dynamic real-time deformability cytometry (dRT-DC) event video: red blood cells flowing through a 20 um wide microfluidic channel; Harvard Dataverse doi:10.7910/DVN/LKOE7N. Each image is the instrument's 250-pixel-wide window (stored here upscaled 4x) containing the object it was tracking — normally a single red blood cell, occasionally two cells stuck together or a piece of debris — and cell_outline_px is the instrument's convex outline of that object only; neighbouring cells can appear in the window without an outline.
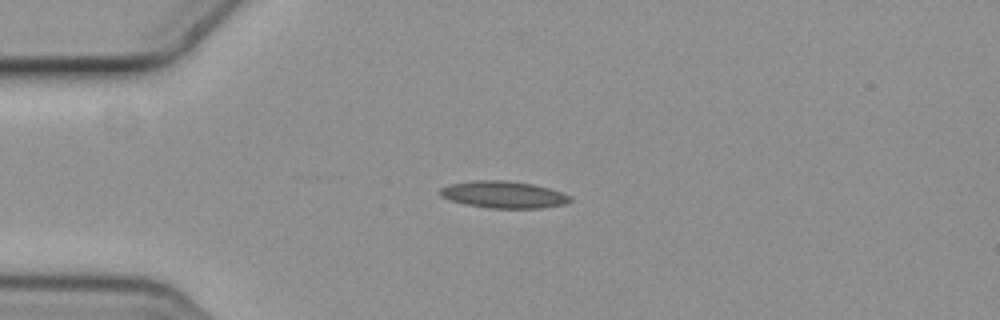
{"species": "common noctule bat (a hibernating species)", "species_latin": "Nyctalus noctula", "temperature_condition": "cold", "stored_images_in_passage": 8, "camera_frame_rate_fps": 3000, "um_per_image_px": 0.085, "animal": {"sex": "female", "body_mass_g": 19.3, "forearm_length_mm": 54.1}, "frame": {"image": 1, "passage_image": 2, "time_ms": 0.333, "image_size_px": [1000, 320], "cell_outline_px": [[572, 200], [564, 204], [540, 208], [488, 208], [464, 204], [448, 200], [440, 196], [436, 192], [440, 188], [448, 184], [476, 180], [504, 180], [532, 184], [548, 188], [560, 192], [568, 196]], "centroid_in_image_um": [42.7, 16.54], "position_along_channel_um": 42.3, "area_um2": 20.46}}
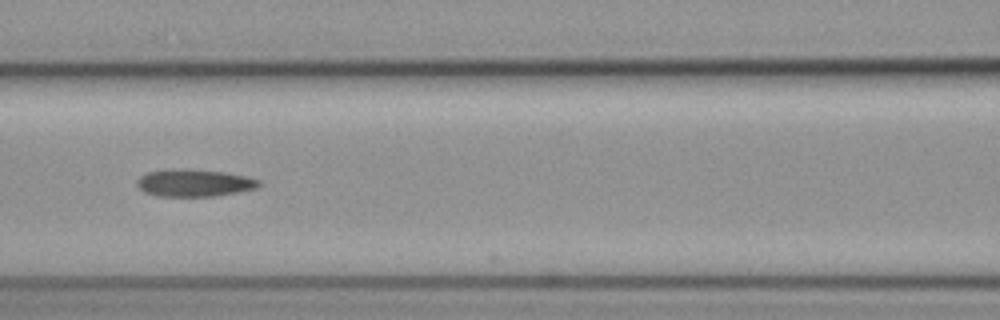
{"frame": {"image": 2, "passage_image": 5, "time_ms": 1.333, "image_size_px": [1000, 320], "cell_outline_px": [[260, 188], [240, 192], [216, 196], [156, 196], [144, 192], [136, 184], [136, 180], [140, 176], [148, 172], [180, 168], [224, 172], [244, 176], [260, 180]], "centroid_in_image_um": [16.52, 15.56], "position_along_channel_um": 150.1, "area_um2": 19.48}}
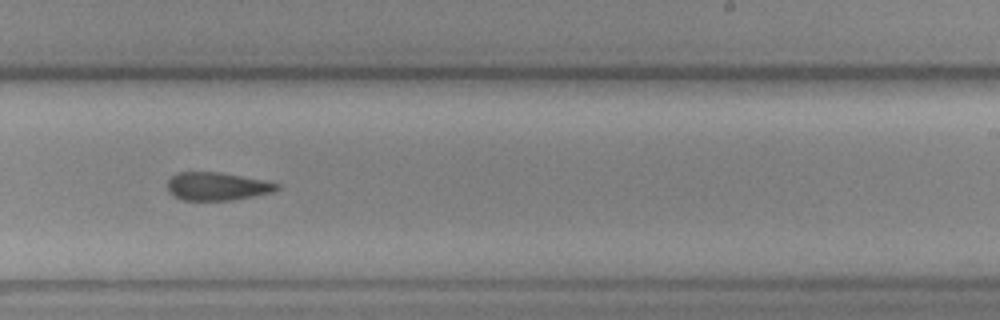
{"frame": {"image": 3, "passage_image": 8, "time_ms": 2.333, "image_size_px": [1000, 320], "cell_outline_px": [[280, 188], [272, 192], [232, 200], [180, 200], [168, 192], [168, 180], [176, 172], [220, 172], [264, 180], [280, 184]], "centroid_in_image_um": [18.43, 15.83], "position_along_channel_um": 270.6, "area_um2": 17.92}}